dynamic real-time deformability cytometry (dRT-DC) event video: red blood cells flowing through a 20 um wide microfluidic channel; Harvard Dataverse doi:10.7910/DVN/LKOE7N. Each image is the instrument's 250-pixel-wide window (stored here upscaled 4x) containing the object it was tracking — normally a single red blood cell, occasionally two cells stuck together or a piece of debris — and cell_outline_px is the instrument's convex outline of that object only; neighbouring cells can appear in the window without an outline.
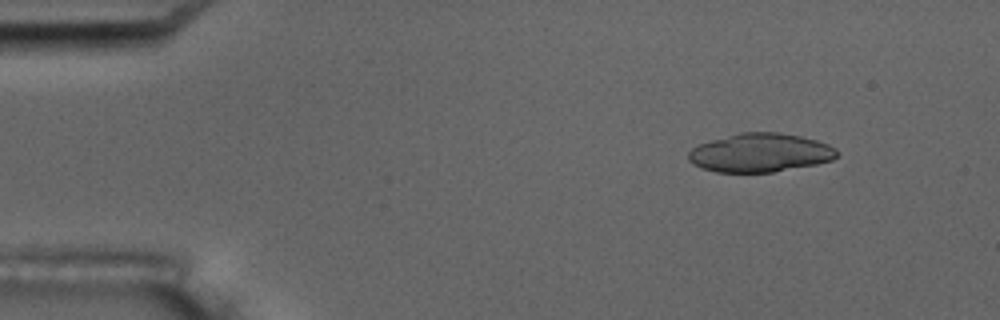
{"species": "common noctule bat (a hibernating species)", "species_latin": "Nyctalus noctula", "temperature_condition": "room temperature", "stored_images_in_passage": 5, "camera_frame_rate_fps": 3000, "um_per_image_px": 0.085, "animal": {"sex": "male", "body_mass_g": 17.5, "forearm_length_mm": 52.3}, "frame": {"image": 1, "passage_image": 2, "time_ms": 2.0, "image_size_px": [1000, 320], "cell_outline_px": [[840, 152], [832, 160], [816, 164], [772, 172], [716, 172], [700, 168], [692, 164], [688, 160], [688, 152], [692, 148], [700, 144], [712, 140], [740, 132], [776, 132], [800, 136], [816, 140], [828, 144], [836, 148]], "centroid_in_image_um": [64.6, 12.99], "position_along_channel_um": 20.4, "area_um2": 33.47}}